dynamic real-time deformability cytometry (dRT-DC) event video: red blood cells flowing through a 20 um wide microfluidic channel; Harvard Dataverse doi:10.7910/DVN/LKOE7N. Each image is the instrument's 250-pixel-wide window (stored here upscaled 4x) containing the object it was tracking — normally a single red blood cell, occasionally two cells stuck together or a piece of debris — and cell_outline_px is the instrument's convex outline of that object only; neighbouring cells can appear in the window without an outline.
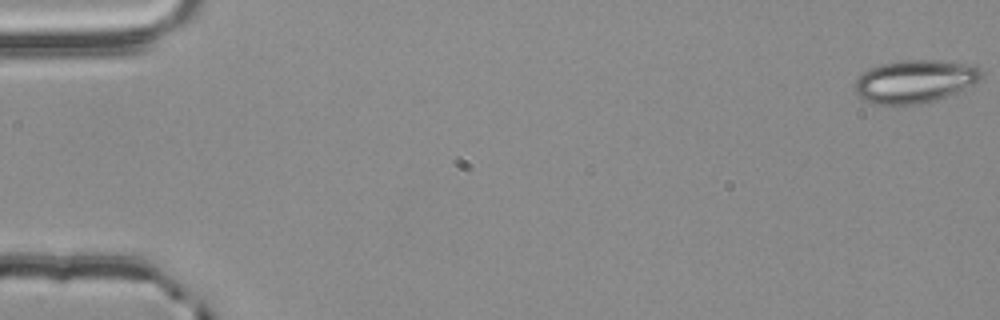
{"species": "common noctule bat (a hibernating species)", "species_latin": "Nyctalus noctula", "temperature_condition": "room temperature", "stored_images_in_passage": 4, "camera_frame_rate_fps": 3000, "um_per_image_px": 0.085, "animal": {"sex": "male", "body_mass_g": 20.4}, "frame": {"image": 1, "passage_image": 1, "time_ms": 0.0, "image_size_px": [1000, 320], "cell_outline_px": [[980, 80], [976, 84], [936, 100], [916, 104], [872, 104], [860, 100], [856, 96], [856, 80], [868, 68], [880, 64], [904, 60], [936, 60], [976, 64], [980, 68]], "centroid_in_image_um": [77.76, 6.91], "position_along_channel_um": 7.2, "area_um2": 31.85}}